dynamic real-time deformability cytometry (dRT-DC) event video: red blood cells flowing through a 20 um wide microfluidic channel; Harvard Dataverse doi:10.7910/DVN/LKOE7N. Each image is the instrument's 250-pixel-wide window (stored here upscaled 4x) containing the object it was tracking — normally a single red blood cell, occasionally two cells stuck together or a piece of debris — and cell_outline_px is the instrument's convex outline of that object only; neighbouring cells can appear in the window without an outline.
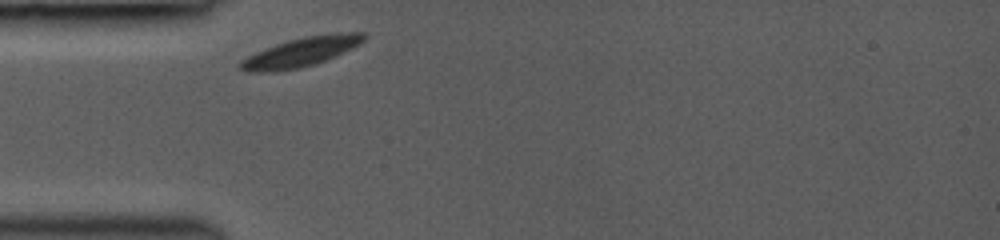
{"species": "common noctule bat (a hibernating species)", "species_latin": "Nyctalus noctula", "temperature_condition": "room temperature", "stored_images_in_passage": 23, "camera_frame_rate_fps": 3000, "um_per_image_px": 0.085, "animal": {"sex": "female", "body_mass_g": 19.0, "forearm_length_mm": 53.3}, "frame": {"image": 1, "passage_image": 1, "time_ms": 0.0, "image_size_px": [1000, 240], "cell_outline_px": [[368, 36], [360, 44], [352, 48], [324, 60], [300, 68], [268, 72], [248, 72], [240, 68], [240, 60], [256, 52], [276, 44], [288, 40], [304, 36], [340, 32], [364, 32]], "centroid_in_image_um": [25.61, 4.4], "position_along_channel_um": 59.4, "area_um2": 20.81}}
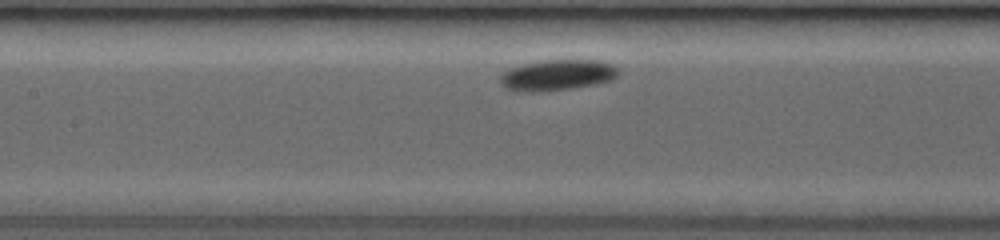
{"frame": {"image": 2, "passage_image": 11, "time_ms": 2.667, "image_size_px": [1000, 240], "cell_outline_px": [[620, 72], [612, 80], [596, 84], [568, 88], [536, 92], [524, 92], [508, 88], [500, 80], [500, 76], [508, 68], [524, 64], [544, 60], [600, 60], [612, 64]], "centroid_in_image_um": [47.4, 6.37], "position_along_channel_um": 160.0, "area_um2": 20.98}}
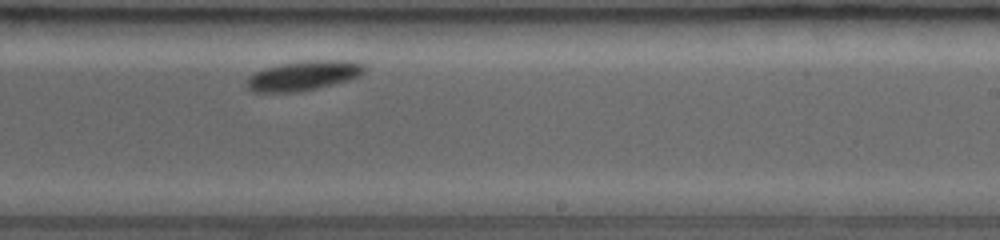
{"frame": {"image": 3, "passage_image": 23, "time_ms": 5.333, "image_size_px": [1000, 240], "cell_outline_px": [[368, 68], [360, 76], [348, 80], [316, 88], [292, 92], [252, 92], [244, 84], [248, 76], [264, 68], [280, 64], [304, 60], [348, 60], [364, 64]], "centroid_in_image_um": [25.79, 6.42], "position_along_channel_um": 263.2, "area_um2": 20.46}}